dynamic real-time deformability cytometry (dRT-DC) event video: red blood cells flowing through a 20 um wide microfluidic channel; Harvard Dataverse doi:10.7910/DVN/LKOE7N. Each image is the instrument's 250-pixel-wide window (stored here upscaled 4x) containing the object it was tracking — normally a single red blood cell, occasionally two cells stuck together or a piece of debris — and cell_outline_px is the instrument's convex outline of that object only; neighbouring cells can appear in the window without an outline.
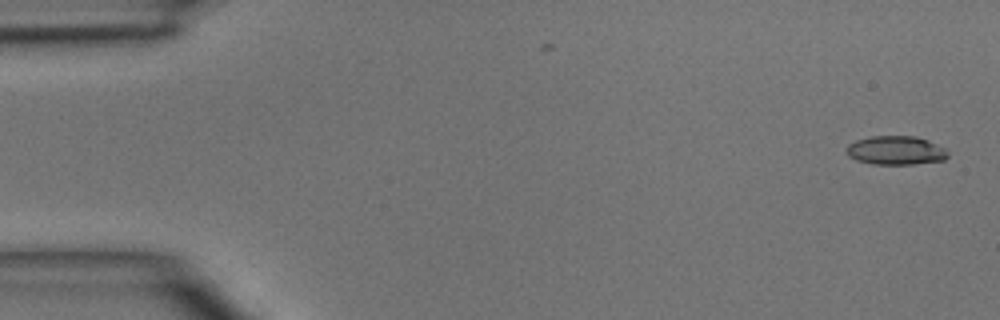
{"species": "common noctule bat (a hibernating species)", "species_latin": "Nyctalus noctula", "temperature_condition": "room temperature", "stored_images_in_passage": 47, "camera_frame_rate_fps": 3000, "um_per_image_px": 0.085, "animal": {"sex": "male", "body_mass_g": 15.6}, "frame": {"image": 1, "passage_image": 1, "time_ms": 0.0, "image_size_px": [1000, 320], "cell_outline_px": [[948, 156], [944, 160], [912, 164], [872, 164], [856, 160], [848, 156], [848, 144], [856, 140], [872, 136], [916, 136], [928, 140], [944, 148], [948, 152]], "centroid_in_image_um": [76.15, 12.78], "position_along_channel_um": 8.9, "area_um2": 16.94}}
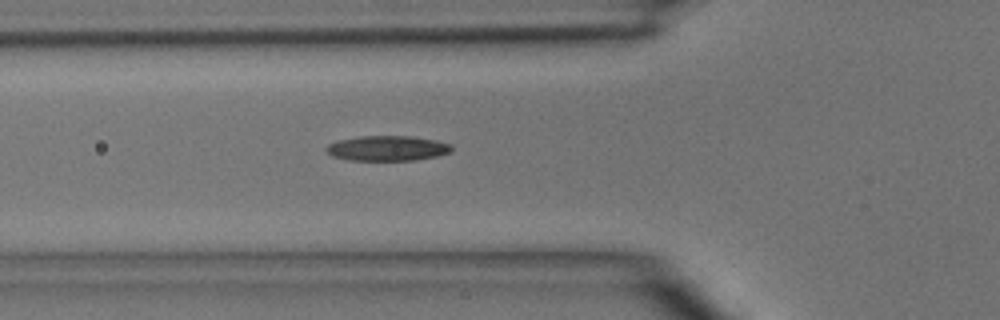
{"frame": {"image": 2, "passage_image": 16, "time_ms": 5.0, "image_size_px": [1000, 320], "cell_outline_px": [[452, 152], [436, 156], [412, 160], [348, 160], [332, 156], [324, 148], [328, 144], [336, 140], [360, 136], [412, 136], [436, 140], [452, 144]], "centroid_in_image_um": [32.91, 12.59], "position_along_channel_um": 92.9, "area_um2": 18.44}}
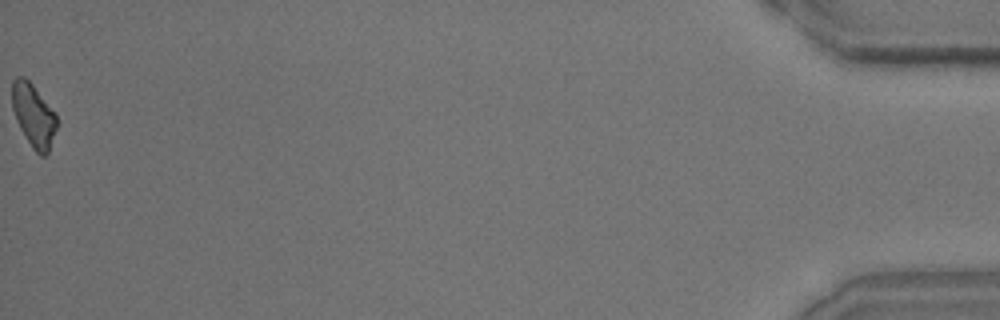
{"frame": {"image": 3, "passage_image": 47, "time_ms": 15.333, "image_size_px": [1000, 320], "cell_outline_px": [[56, 128], [48, 152], [44, 156], [40, 156], [32, 148], [20, 128], [16, 120], [12, 108], [12, 80], [16, 76], [24, 76], [32, 84], [56, 112]], "centroid_in_image_um": [2.84, 9.78], "position_along_channel_um": 432.4, "area_um2": 16.42}}